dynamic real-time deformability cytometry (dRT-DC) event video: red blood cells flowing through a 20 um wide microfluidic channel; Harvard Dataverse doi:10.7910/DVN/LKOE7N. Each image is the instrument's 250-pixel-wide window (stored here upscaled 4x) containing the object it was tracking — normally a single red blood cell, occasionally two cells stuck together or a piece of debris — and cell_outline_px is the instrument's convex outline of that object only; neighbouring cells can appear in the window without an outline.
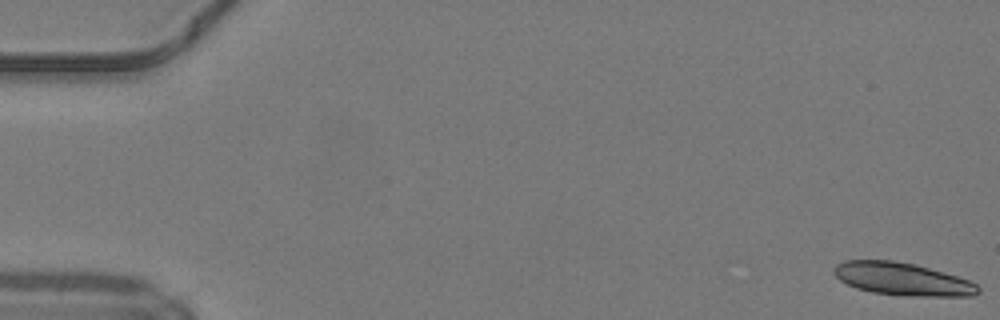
{"species": "common noctule bat (a hibernating species)", "species_latin": "Nyctalus noctula", "temperature_condition": "warm", "stored_images_in_passage": 26, "segment_of_instrument_passage": [1, 2], "camera_frame_rate_fps": 3000, "um_per_image_px": 0.085, "animal": {"sex": "male", "body_mass_g": 19.2, "forearm_length_mm": 51.8}, "frame": {"image": 1, "passage_image": 1, "time_ms": 0.0, "image_size_px": [1000, 320], "cell_outline_px": [[980, 292], [972, 296], [908, 296], [872, 292], [856, 288], [840, 280], [832, 272], [832, 268], [836, 264], [844, 260], [896, 260], [916, 264], [944, 272], [968, 280], [976, 284], [980, 288]], "centroid_in_image_um": [76.68, 23.71], "position_along_channel_um": 8.3, "area_um2": 27.63}}